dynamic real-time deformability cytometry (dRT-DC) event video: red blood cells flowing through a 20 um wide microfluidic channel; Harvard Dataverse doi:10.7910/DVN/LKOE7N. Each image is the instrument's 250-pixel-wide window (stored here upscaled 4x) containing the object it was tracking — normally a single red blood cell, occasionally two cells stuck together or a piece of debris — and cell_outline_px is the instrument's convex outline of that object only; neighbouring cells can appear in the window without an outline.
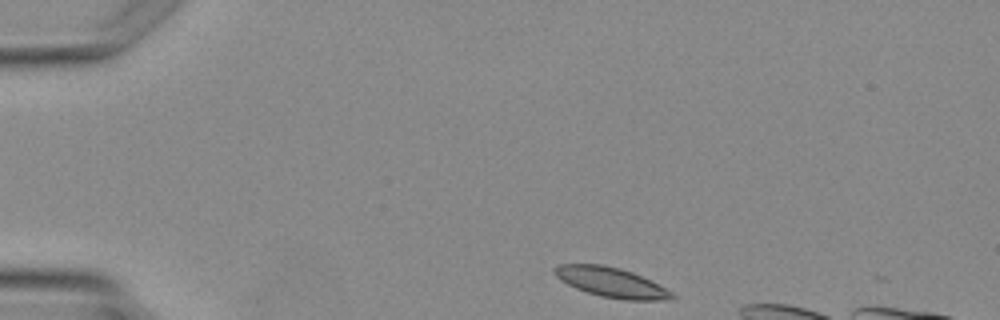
{"species": "Egyptian fruit bat (a non-hibernating species)", "species_latin": "Rousettus aegyptiacus", "temperature_condition": "warm", "stored_images_in_passage": 3, "segment_of_instrument_passage": [2, 2], "camera_frame_rate_fps": 3000, "um_per_image_px": 0.085, "animal": {"sex": "female"}, "frame": {"image": 1, "passage_image": 3, "time_ms": 2.333, "image_size_px": [1000, 320], "cell_outline_px": [[676, 300], [624, 300], [600, 296], [576, 288], [560, 280], [552, 272], [552, 268], [560, 264], [604, 264], [620, 268], [632, 272], [672, 292], [676, 296]], "centroid_in_image_um": [51.94, 24.0], "position_along_channel_um": 33.1, "area_um2": 20.35}}